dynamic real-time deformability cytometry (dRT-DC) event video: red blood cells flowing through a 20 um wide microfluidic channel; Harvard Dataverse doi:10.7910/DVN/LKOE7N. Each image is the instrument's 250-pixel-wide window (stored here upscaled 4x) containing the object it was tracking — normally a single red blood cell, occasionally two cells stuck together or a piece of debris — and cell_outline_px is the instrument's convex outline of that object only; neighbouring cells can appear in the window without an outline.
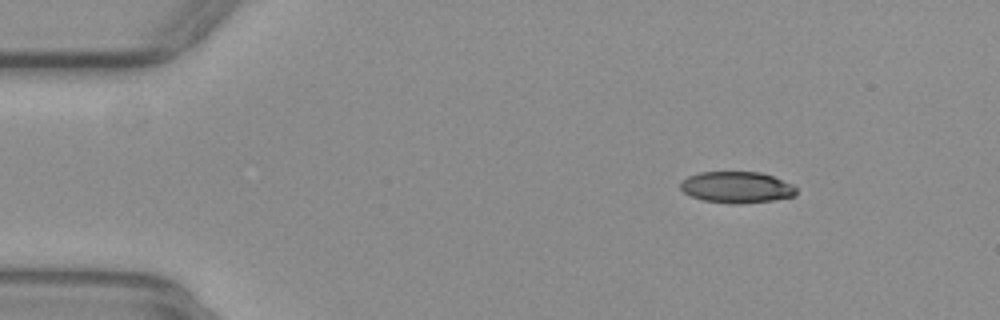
{"species": "common noctule bat (a hibernating species)", "species_latin": "Nyctalus noctula", "temperature_condition": "warm", "stored_images_in_passage": 18, "camera_frame_rate_fps": 3000, "um_per_image_px": 0.085, "animal": {"sex": "female", "body_mass_g": 29.2, "forearm_length_mm": 56.3}, "frame": {"image": 1, "passage_image": 8, "time_ms": 2.333, "image_size_px": [1000, 320], "cell_outline_px": [[796, 196], [772, 200], [740, 204], [728, 204], [704, 200], [692, 196], [684, 192], [680, 188], [680, 180], [688, 176], [700, 172], [760, 172], [772, 176], [792, 184], [796, 188]], "centroid_in_image_um": [62.6, 15.92], "position_along_channel_um": 22.4, "area_um2": 21.21}}